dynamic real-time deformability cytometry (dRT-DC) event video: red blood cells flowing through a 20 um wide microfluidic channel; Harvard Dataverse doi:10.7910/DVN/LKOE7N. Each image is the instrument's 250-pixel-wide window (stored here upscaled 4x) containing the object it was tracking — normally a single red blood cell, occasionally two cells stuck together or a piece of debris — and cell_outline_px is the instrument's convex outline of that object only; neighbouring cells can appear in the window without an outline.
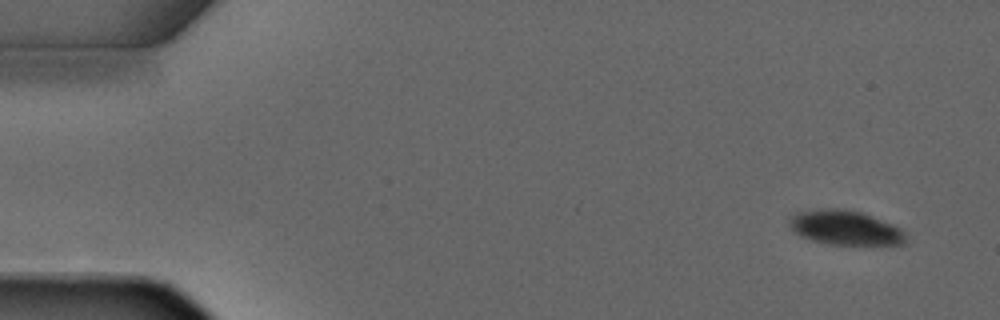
{"species": "common noctule bat (a hibernating species)", "species_latin": "Nyctalus noctula", "temperature_condition": "warm", "stored_images_in_passage": 3, "camera_frame_rate_fps": 3000, "um_per_image_px": 0.085, "animal": {"sex": "male", "forearm_length_mm": 52.5}, "frame": {"image": 1, "passage_image": 1, "time_ms": 0.0, "image_size_px": [1000, 320], "cell_outline_px": [[908, 240], [904, 244], [832, 244], [812, 240], [800, 236], [788, 224], [788, 216], [796, 212], [820, 208], [840, 208], [860, 212], [892, 224], [900, 228], [904, 232]], "centroid_in_image_um": [71.8, 19.34], "position_along_channel_um": 13.2, "area_um2": 23.35}}
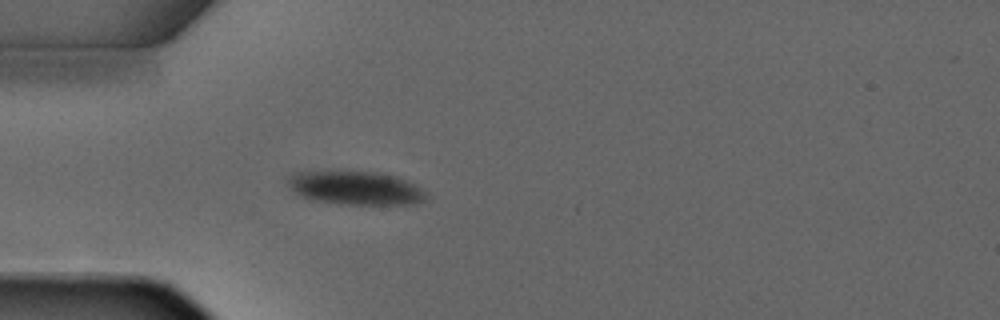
{"frame": {"image": 2, "passage_image": 3, "time_ms": 3.333, "image_size_px": [1000, 320], "cell_outline_px": [[428, 196], [424, 200], [416, 204], [340, 204], [316, 200], [304, 196], [296, 192], [288, 184], [288, 176], [292, 172], [384, 172], [408, 180], [416, 184], [428, 192]], "centroid_in_image_um": [30.33, 15.97], "position_along_channel_um": 54.7, "area_um2": 26.99}}